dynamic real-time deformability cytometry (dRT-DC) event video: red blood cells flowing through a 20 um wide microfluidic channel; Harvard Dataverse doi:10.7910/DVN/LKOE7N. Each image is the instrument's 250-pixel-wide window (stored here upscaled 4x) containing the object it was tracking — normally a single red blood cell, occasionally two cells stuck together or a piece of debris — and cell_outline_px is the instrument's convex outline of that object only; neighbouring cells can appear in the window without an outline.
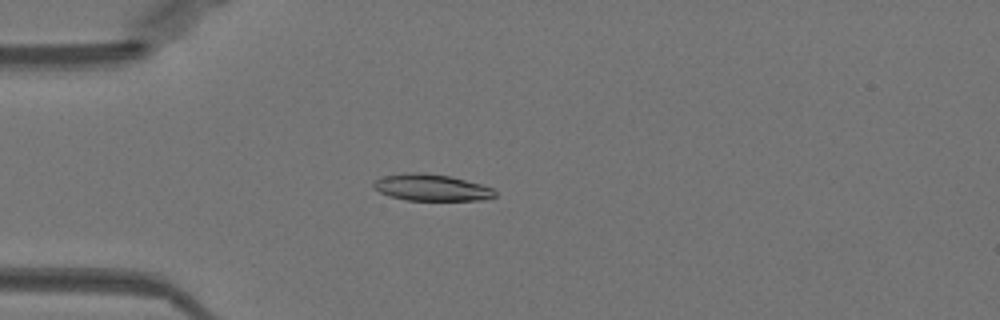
{"species": "Egyptian fruit bat (a non-hibernating species)", "species_latin": "Rousettus aegyptiacus", "temperature_condition": "warm", "stored_images_in_passage": 51, "camera_frame_rate_fps": 3000, "um_per_image_px": 0.085, "animal": {"sex": "female"}, "frame": {"image": 1, "passage_image": 14, "time_ms": 4.333, "image_size_px": [1000, 320], "cell_outline_px": [[496, 196], [480, 200], [408, 200], [388, 196], [380, 192], [372, 184], [376, 180], [384, 176], [412, 172], [424, 172], [452, 176], [480, 184], [492, 188], [496, 192]], "centroid_in_image_um": [36.69, 15.93], "position_along_channel_um": 48.3, "area_um2": 18.73}}
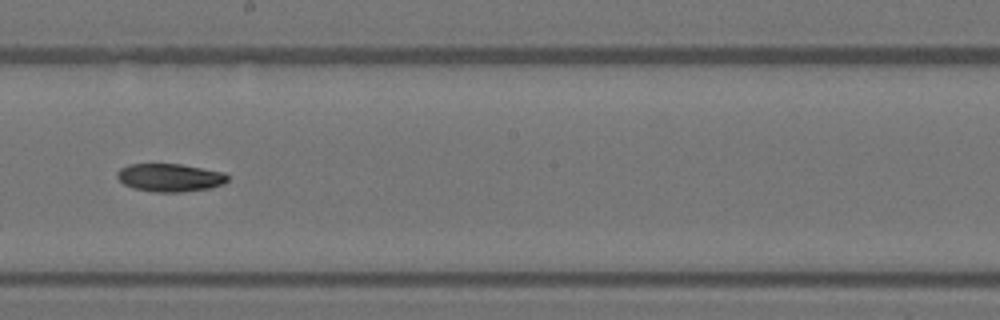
{"frame": {"image": 2, "passage_image": 29, "time_ms": 9.333, "image_size_px": [1000, 320], "cell_outline_px": [[228, 180], [224, 184], [208, 188], [180, 192], [156, 192], [132, 188], [124, 184], [116, 176], [116, 172], [120, 168], [128, 164], [180, 164], [224, 172], [228, 176]], "centroid_in_image_um": [14.42, 15.09], "position_along_channel_um": 233.8, "area_um2": 18.03}}
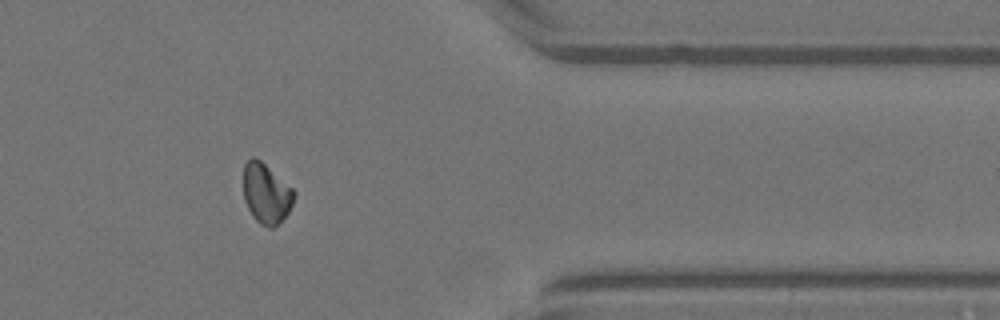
{"frame": {"image": 3, "passage_image": 42, "time_ms": 13.667, "image_size_px": [1000, 320], "cell_outline_px": [[296, 192], [292, 204], [288, 212], [272, 228], [268, 228], [260, 224], [252, 216], [244, 200], [244, 164], [252, 156], [256, 156], [292, 188]], "centroid_in_image_um": [22.61, 16.43], "position_along_channel_um": 388.8, "area_um2": 17.57}}